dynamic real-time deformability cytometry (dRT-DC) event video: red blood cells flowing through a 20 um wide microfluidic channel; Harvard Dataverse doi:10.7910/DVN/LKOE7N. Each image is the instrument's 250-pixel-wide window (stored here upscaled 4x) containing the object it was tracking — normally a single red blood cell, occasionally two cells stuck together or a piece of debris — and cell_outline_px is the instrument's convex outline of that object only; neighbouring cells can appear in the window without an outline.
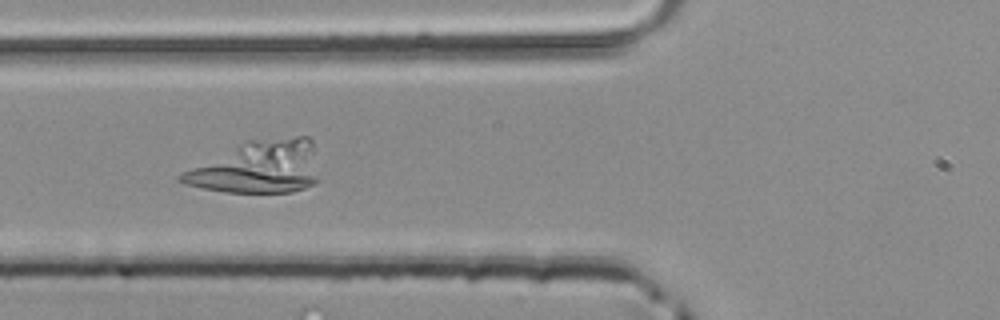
{"species": "common noctule bat (a hibernating species)", "species_latin": "Nyctalus noctula", "temperature_condition": "room temperature", "stored_images_in_passage": 7, "camera_frame_rate_fps": 3000, "um_per_image_px": 0.085, "animal": {"sex": "male", "body_mass_g": 20.4}, "frame": {"image": 1, "passage_image": 7, "time_ms": 2.0, "image_size_px": [1000, 320], "cell_outline_px": [[320, 180], [316, 184], [292, 192], [224, 192], [204, 188], [188, 184], [176, 180], [176, 176], [180, 172], [248, 140], [296, 136], [308, 136], [312, 140]], "centroid_in_image_um": [21.95, 14.21], "position_along_channel_um": 103.9, "area_um2": 42.37}}